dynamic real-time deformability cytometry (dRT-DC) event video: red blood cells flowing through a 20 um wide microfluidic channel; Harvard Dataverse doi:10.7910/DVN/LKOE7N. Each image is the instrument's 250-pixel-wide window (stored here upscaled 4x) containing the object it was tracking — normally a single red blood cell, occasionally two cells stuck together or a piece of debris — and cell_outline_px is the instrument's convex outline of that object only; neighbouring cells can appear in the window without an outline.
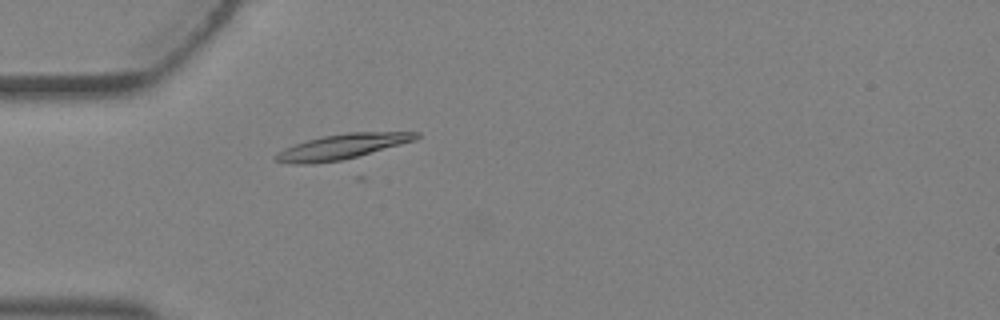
{"species": "Egyptian fruit bat (a non-hibernating species)", "species_latin": "Rousettus aegyptiacus", "temperature_condition": "warm", "stored_images_in_passage": 1, "camera_frame_rate_fps": 3000, "um_per_image_px": 0.085, "animal": {"sex": "female"}, "frame": {"image": 1, "passage_image": 1, "time_ms": 0.0, "image_size_px": [1000, 320], "cell_outline_px": [[420, 136], [416, 140], [356, 156], [340, 160], [312, 164], [292, 164], [276, 160], [272, 156], [284, 148], [308, 140], [324, 136], [348, 132], [420, 132]], "centroid_in_image_um": [29.06, 12.46], "position_along_channel_um": 55.9, "area_um2": 20.17}}